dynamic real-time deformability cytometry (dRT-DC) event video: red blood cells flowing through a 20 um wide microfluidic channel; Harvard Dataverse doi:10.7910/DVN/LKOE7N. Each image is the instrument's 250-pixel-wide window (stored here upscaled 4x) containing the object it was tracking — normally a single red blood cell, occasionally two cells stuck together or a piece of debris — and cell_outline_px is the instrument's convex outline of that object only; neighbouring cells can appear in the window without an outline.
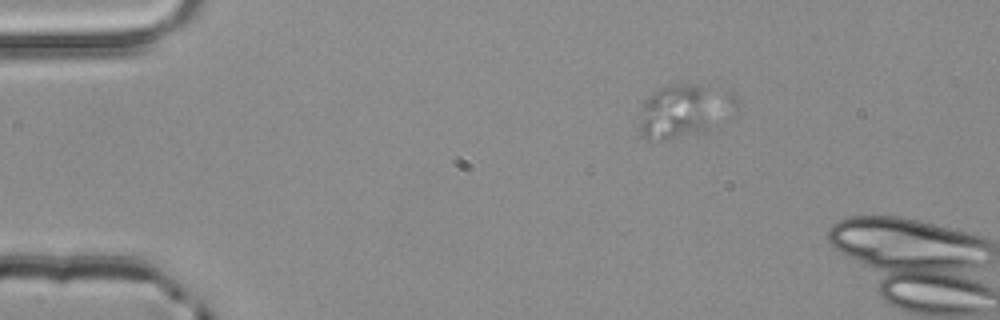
{"species": "common noctule bat (a hibernating species)", "species_latin": "Nyctalus noctula", "temperature_condition": "room temperature", "stored_images_in_passage": 3, "camera_frame_rate_fps": 3000, "um_per_image_px": 0.085, "animal": {"sex": "male", "body_mass_g": 20.4}, "frame": {"image": 1, "passage_image": 2, "time_ms": 0.333, "image_size_px": [1000, 320], "cell_outline_px": [[708, 128], [664, 140], [648, 140], [640, 132], [640, 124], [644, 100], [660, 88], [676, 84], [708, 80]], "centroid_in_image_um": [57.42, 9.44], "position_along_channel_um": 27.6, "area_um2": 23.64}}